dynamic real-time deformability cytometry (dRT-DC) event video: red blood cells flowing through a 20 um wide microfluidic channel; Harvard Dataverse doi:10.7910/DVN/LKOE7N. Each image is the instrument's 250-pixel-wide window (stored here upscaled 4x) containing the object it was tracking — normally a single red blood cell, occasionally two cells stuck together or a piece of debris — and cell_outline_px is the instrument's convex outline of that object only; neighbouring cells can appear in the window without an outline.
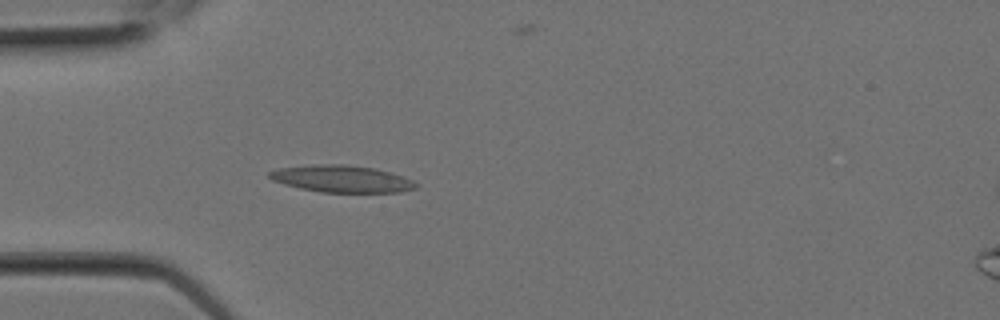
{"species": "Egyptian fruit bat (a non-hibernating species)", "species_latin": "Rousettus aegyptiacus", "temperature_condition": "room temperature", "stored_images_in_passage": 3, "camera_frame_rate_fps": 3000, "um_per_image_px": 0.085, "animal": {"sex": "female"}, "frame": {"image": 1, "passage_image": 2, "time_ms": 0.333, "image_size_px": [1000, 320], "cell_outline_px": [[420, 184], [416, 188], [400, 192], [320, 192], [300, 188], [284, 184], [272, 180], [268, 176], [268, 172], [276, 168], [320, 164], [344, 164], [376, 168], [404, 176]], "centroid_in_image_um": [29.06, 15.19], "position_along_channel_um": 55.9, "area_um2": 23.18}}